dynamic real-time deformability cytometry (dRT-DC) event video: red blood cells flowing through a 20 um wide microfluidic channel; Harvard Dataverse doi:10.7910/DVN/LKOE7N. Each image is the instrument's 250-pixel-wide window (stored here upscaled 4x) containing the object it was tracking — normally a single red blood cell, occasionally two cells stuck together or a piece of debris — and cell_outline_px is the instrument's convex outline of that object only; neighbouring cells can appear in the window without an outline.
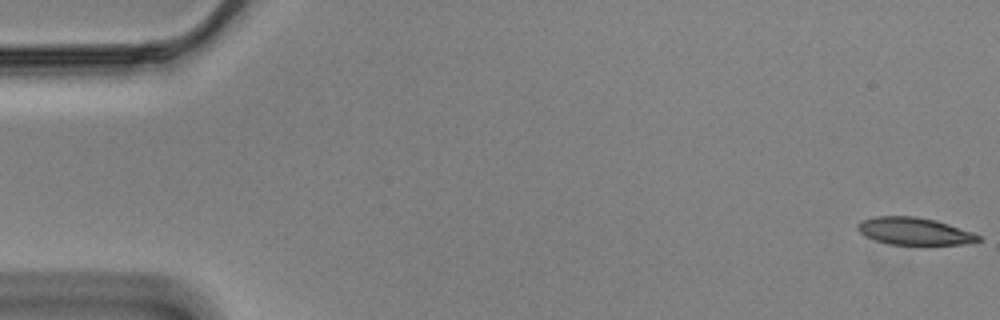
{"species": "Egyptian fruit bat (a non-hibernating species)", "species_latin": "Rousettus aegyptiacus", "temperature_condition": "cold", "stored_images_in_passage": 57, "camera_frame_rate_fps": 3000, "um_per_image_px": 0.085, "animal": {"sex": "male"}, "frame": {"image": 1, "passage_image": 1, "time_ms": 0.0, "image_size_px": [1000, 320], "cell_outline_px": [[980, 240], [960, 244], [888, 244], [864, 236], [856, 228], [856, 224], [860, 220], [872, 216], [916, 216], [936, 220], [972, 232], [980, 236]], "centroid_in_image_um": [77.63, 19.63], "position_along_channel_um": 7.4, "area_um2": 19.13}}
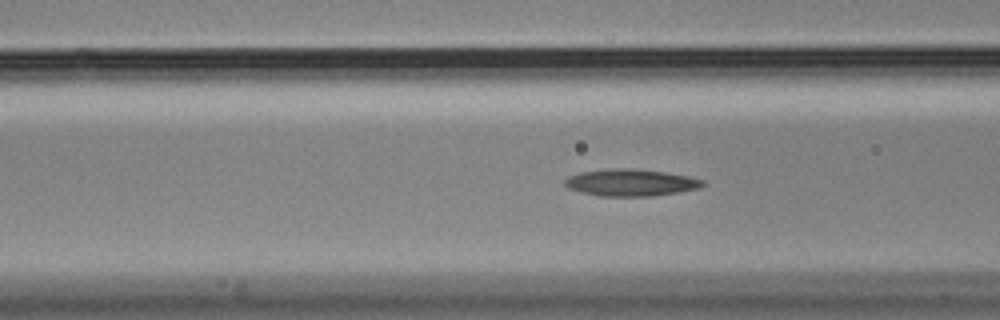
{"frame": {"image": 2, "passage_image": 22, "time_ms": 7.0, "image_size_px": [1000, 320], "cell_outline_px": [[704, 184], [700, 188], [652, 196], [600, 196], [580, 192], [568, 188], [564, 184], [564, 180], [568, 176], [580, 172], [616, 168], [628, 168], [664, 172], [688, 176], [704, 180]], "centroid_in_image_um": [53.58, 15.52], "position_along_channel_um": 113.0, "area_um2": 21.5}}
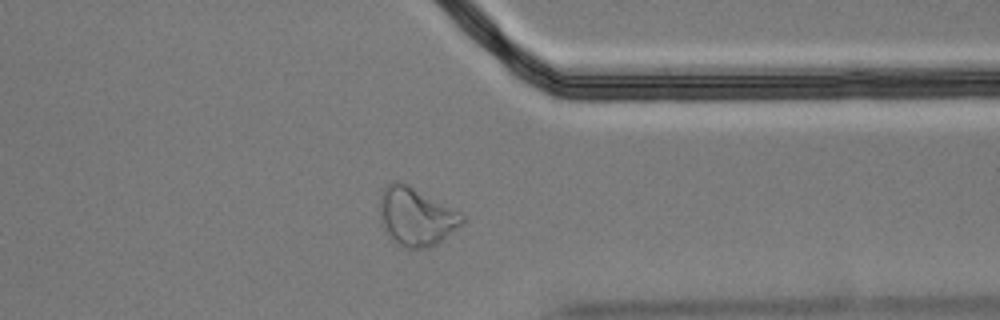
{"frame": {"image": 3, "passage_image": 45, "time_ms": 14.667, "image_size_px": [1000, 320], "cell_outline_px": [[464, 224], [436, 244], [428, 248], [404, 248], [380, 224], [380, 192], [384, 184], [392, 180], [396, 180], [408, 184], [460, 212], [464, 216]], "centroid_in_image_um": [35.36, 18.37], "position_along_channel_um": 376.0, "area_um2": 27.98}, "authors_computed_cell_mechanics": {"area_um2": 20.9814, "velocity_mm_per_s": 3.485, "shape_relaxation_time_tau1_ms": null, "shape_relaxation_time_tau2_ms": 2.8384, "deformation_change_tau1": null, "deformation_change_tau2": 0.1116}}